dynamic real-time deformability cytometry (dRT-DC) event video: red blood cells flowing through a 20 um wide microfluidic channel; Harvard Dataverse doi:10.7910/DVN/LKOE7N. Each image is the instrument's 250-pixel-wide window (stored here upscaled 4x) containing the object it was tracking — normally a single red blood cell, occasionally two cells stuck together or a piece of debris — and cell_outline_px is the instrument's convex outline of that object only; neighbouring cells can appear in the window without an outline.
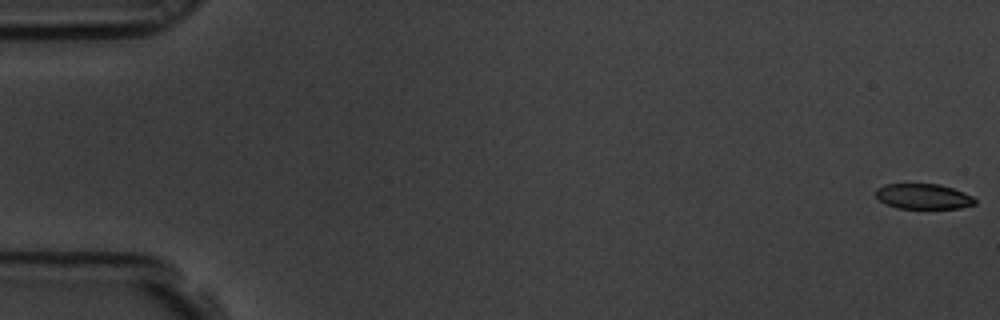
{"species": "common noctule bat (a hibernating species)", "species_latin": "Nyctalus noctula", "temperature_condition": "room temperature", "stored_images_in_passage": 58, "camera_frame_rate_fps": 3000, "um_per_image_px": 0.085, "animal": {"sex": "male", "body_mass_g": 19.5, "forearm_length_mm": 54.6}, "frame": {"image": 1, "passage_image": 1, "time_ms": 0.0, "image_size_px": [1000, 320], "cell_outline_px": [[976, 204], [960, 208], [896, 208], [880, 200], [876, 196], [876, 188], [884, 184], [940, 184], [964, 192], [972, 196], [976, 200]], "centroid_in_image_um": [78.5, 16.69], "position_along_channel_um": 6.5, "area_um2": 14.57}}
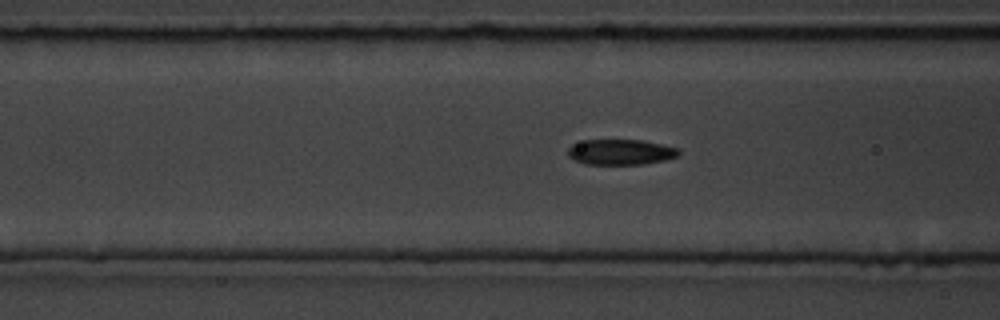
{"frame": {"image": 2, "passage_image": 23, "time_ms": 7.333, "image_size_px": [1000, 320], "cell_outline_px": [[680, 152], [676, 156], [664, 160], [644, 164], [584, 164], [568, 156], [568, 148], [572, 144], [584, 140], [644, 140], [680, 148]], "centroid_in_image_um": [52.76, 12.92], "position_along_channel_um": 113.8, "area_um2": 16.47}}
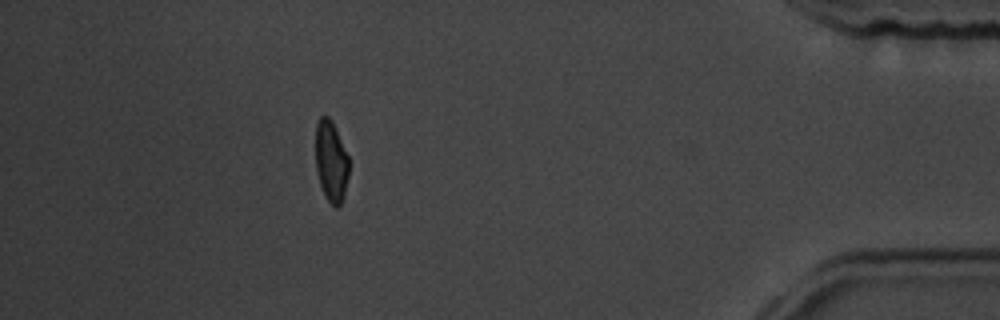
{"frame": {"image": 3, "passage_image": 52, "time_ms": 17.0, "image_size_px": [1000, 320], "cell_outline_px": [[348, 176], [344, 196], [340, 204], [336, 208], [324, 196], [320, 184], [316, 168], [316, 124], [320, 116], [328, 116], [332, 120], [336, 128], [348, 156]], "centroid_in_image_um": [28.14, 13.7], "position_along_channel_um": 407.1, "area_um2": 15.72}, "authors_computed_cell_mechanics": {"area_um2": 16.473, "velocity_mm_per_s": 3.5647, "shape_relaxation_time_tau1_ms": 3.4787, "shape_relaxation_time_tau2_ms": 3.3358, "deformation_change_tau1": 0.1223, "deformation_change_tau2": 0.0851}}